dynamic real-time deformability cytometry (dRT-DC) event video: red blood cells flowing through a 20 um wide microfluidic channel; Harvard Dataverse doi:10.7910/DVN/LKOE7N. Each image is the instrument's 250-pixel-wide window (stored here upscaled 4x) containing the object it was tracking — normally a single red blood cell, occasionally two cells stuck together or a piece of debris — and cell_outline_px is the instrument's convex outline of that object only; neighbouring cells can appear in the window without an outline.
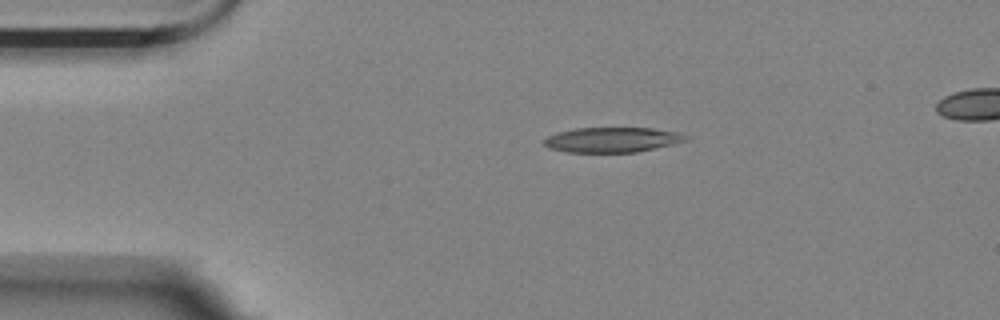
{"species": "Egyptian fruit bat (a non-hibernating species)", "species_latin": "Rousettus aegyptiacus", "temperature_condition": "room temperature", "stored_images_in_passage": 4, "camera_frame_rate_fps": 3000, "um_per_image_px": 0.085, "animal": {"sex": "female"}, "frame": {"image": 1, "passage_image": 1, "time_ms": 0.0, "image_size_px": [1000, 320], "cell_outline_px": [[688, 140], [672, 144], [636, 152], [568, 152], [548, 148], [540, 140], [556, 132], [576, 128], [652, 128], [680, 132], [688, 136]], "centroid_in_image_um": [52.0, 11.87], "position_along_channel_um": 33.0, "area_um2": 20.75}}
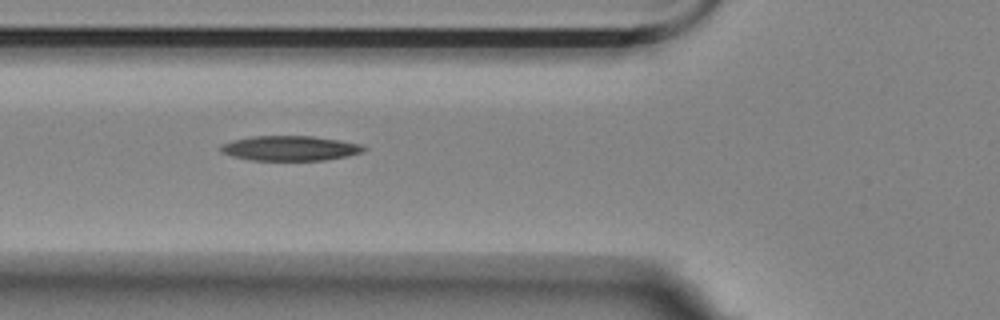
{"frame": {"image": 2, "passage_image": 3, "time_ms": 0.667, "image_size_px": [1000, 320], "cell_outline_px": [[368, 148], [360, 152], [348, 156], [324, 160], [248, 160], [232, 156], [220, 152], [220, 144], [232, 140], [252, 136], [312, 136], [340, 140], [360, 144]], "centroid_in_image_um": [24.61, 12.6], "position_along_channel_um": 101.2, "area_um2": 20.81}}
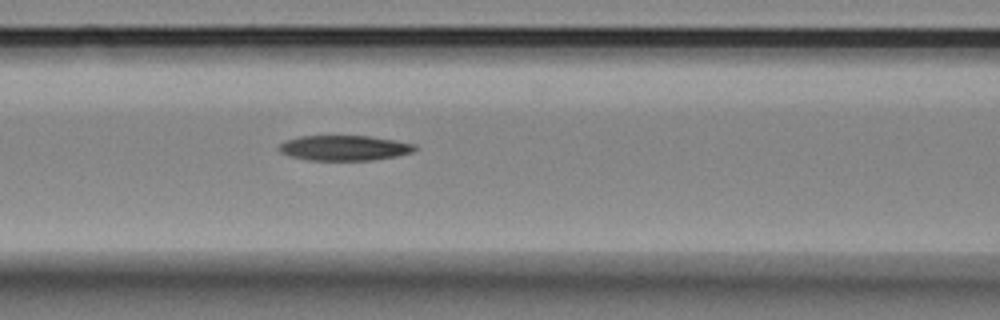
{"frame": {"image": 3, "passage_image": 4, "time_ms": 1.0, "image_size_px": [1000, 320], "cell_outline_px": [[416, 148], [412, 152], [396, 156], [372, 160], [308, 160], [288, 156], [280, 152], [276, 148], [284, 140], [300, 136], [368, 136], [416, 144]], "centroid_in_image_um": [29.2, 12.58], "position_along_channel_um": 137.4, "area_um2": 19.94}}